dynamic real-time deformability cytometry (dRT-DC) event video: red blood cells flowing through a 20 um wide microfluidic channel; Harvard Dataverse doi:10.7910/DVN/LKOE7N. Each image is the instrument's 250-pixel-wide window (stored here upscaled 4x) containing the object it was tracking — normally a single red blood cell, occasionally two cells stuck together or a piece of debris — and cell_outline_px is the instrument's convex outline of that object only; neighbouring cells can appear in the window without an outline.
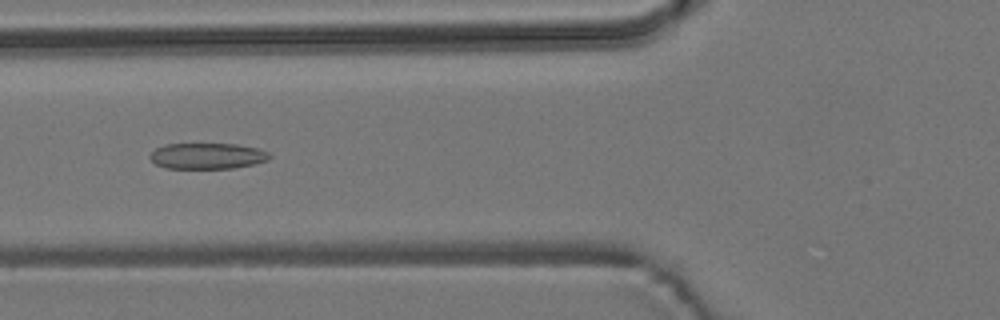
{"species": "common noctule bat (a hibernating species)", "species_latin": "Nyctalus noctula", "temperature_condition": "room temperature", "stored_images_in_passage": 8, "camera_frame_rate_fps": 3000, "um_per_image_px": 0.085, "animal": {"sex": "male", "body_mass_g": 19.2, "forearm_length_mm": 51.8}, "frame": {"image": 1, "passage_image": 5, "time_ms": 5.667, "image_size_px": [1000, 320], "cell_outline_px": [[272, 156], [268, 160], [252, 164], [232, 168], [164, 168], [156, 164], [148, 156], [156, 148], [164, 144], [236, 144], [256, 148], [268, 152]], "centroid_in_image_um": [17.6, 13.25], "position_along_channel_um": 108.2, "area_um2": 17.98}}
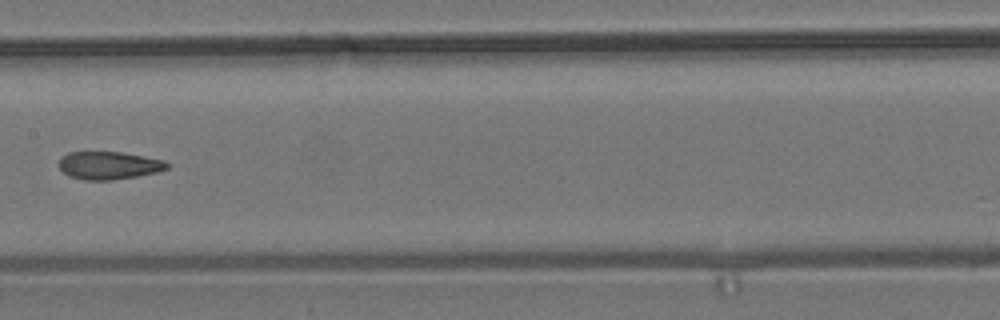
{"frame": {"image": 2, "passage_image": 7, "time_ms": 8.0, "image_size_px": [1000, 320], "cell_outline_px": [[168, 168], [156, 172], [136, 176], [112, 180], [84, 180], [68, 176], [60, 168], [60, 156], [68, 152], [120, 152], [144, 156], [164, 160], [168, 164]], "centroid_in_image_um": [9.23, 14.06], "position_along_channel_um": 198.2, "area_um2": 17.46}}
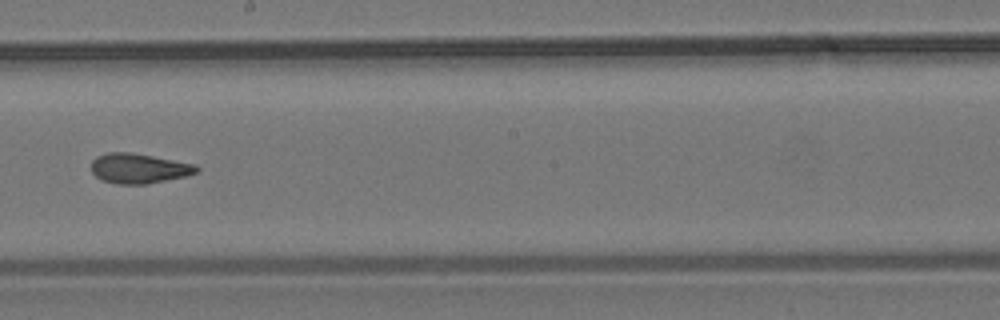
{"frame": {"image": 3, "passage_image": 8, "time_ms": 9.0, "image_size_px": [1000, 320], "cell_outline_px": [[200, 168], [196, 172], [188, 176], [144, 184], [116, 184], [100, 180], [92, 172], [92, 160], [96, 156], [108, 152], [132, 152], [196, 164]], "centroid_in_image_um": [11.8, 14.31], "position_along_channel_um": 236.4, "area_um2": 18.5}}